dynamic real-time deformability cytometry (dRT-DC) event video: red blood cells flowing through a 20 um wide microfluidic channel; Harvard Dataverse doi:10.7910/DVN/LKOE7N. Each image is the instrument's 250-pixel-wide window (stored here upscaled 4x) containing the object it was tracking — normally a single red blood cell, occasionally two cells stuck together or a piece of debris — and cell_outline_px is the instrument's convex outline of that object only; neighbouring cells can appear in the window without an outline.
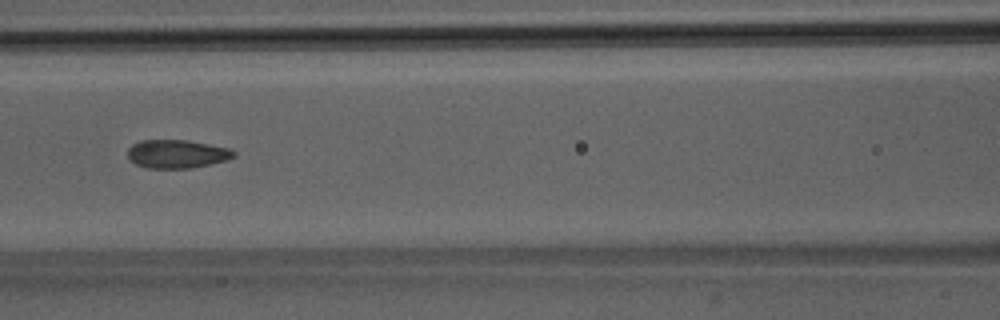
{"species": "Egyptian fruit bat (a non-hibernating species)", "species_latin": "Rousettus aegyptiacus", "temperature_condition": "room temperature", "stored_images_in_passage": 6, "camera_frame_rate_fps": 3000, "um_per_image_px": 0.085, "animal": {"sex": "male"}, "frame": {"image": 1, "passage_image": 6, "time_ms": 6.667, "image_size_px": [1000, 320], "cell_outline_px": [[236, 156], [228, 160], [192, 168], [148, 168], [136, 164], [128, 160], [128, 148], [132, 144], [140, 140], [188, 140], [228, 148], [236, 152]], "centroid_in_image_um": [15.03, 13.08], "position_along_channel_um": 151.6, "area_um2": 17.69}}